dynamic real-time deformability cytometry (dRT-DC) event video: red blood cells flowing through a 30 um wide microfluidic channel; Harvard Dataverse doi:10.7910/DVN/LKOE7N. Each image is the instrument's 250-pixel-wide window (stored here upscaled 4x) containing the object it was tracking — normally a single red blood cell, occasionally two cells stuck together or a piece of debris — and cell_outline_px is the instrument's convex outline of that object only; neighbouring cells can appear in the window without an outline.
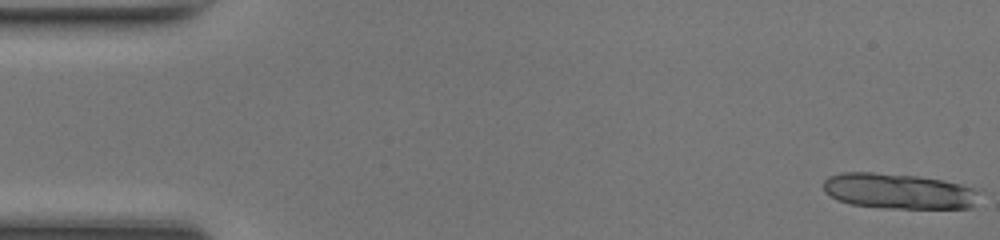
{"species": "common noctule bat (a hibernating species)", "species_latin": "Nyctalus noctula", "temperature_condition": "room temperature", "stored_images_in_passage": 13, "camera_frame_rate_fps": 3000, "um_per_image_px": 0.085, "animal": {"sex": "female", "body_mass_g": 17.0, "forearm_length_mm": 48.0}, "frame": {"image": 1, "passage_image": 1, "time_ms": 0.0, "image_size_px": [1000, 240], "cell_outline_px": [[984, 192], [972, 208], [884, 208], [852, 204], [836, 200], [824, 192], [824, 180], [828, 176], [840, 172], [872, 172], [916, 176], [944, 180], [960, 184]], "centroid_in_image_um": [76.4, 16.25], "position_along_channel_um": 8.6, "area_um2": 32.6}}